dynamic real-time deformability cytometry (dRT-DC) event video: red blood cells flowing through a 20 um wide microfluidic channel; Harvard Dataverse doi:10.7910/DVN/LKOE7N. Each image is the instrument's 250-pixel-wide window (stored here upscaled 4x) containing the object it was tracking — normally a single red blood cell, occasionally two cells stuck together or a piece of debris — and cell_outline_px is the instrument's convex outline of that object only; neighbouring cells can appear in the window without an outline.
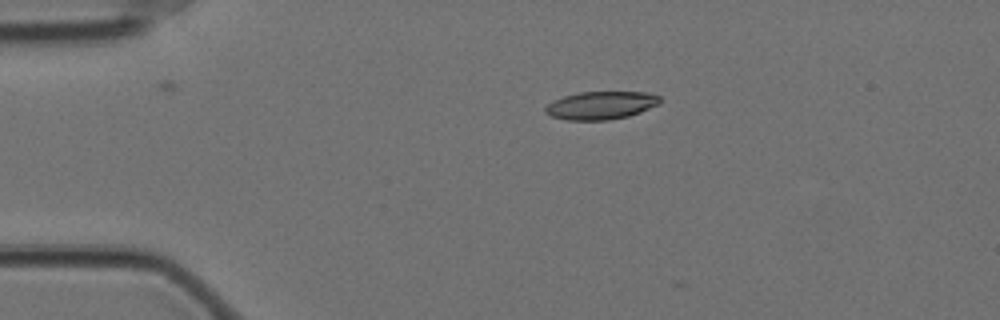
{"species": "Egyptian fruit bat (a non-hibernating species)", "species_latin": "Rousettus aegyptiacus", "temperature_condition": "cold", "stored_images_in_passage": 47, "camera_frame_rate_fps": 3000, "um_per_image_px": 0.085, "animal": {"sex": "female"}, "frame": {"image": 1, "passage_image": 1, "time_ms": 0.0, "image_size_px": [1000, 320], "cell_outline_px": [[660, 104], [640, 112], [628, 116], [608, 120], [568, 120], [552, 116], [544, 112], [544, 108], [552, 100], [564, 96], [580, 92], [648, 92], [660, 96]], "centroid_in_image_um": [51.08, 8.95], "position_along_channel_um": 33.9, "area_um2": 18.73}}
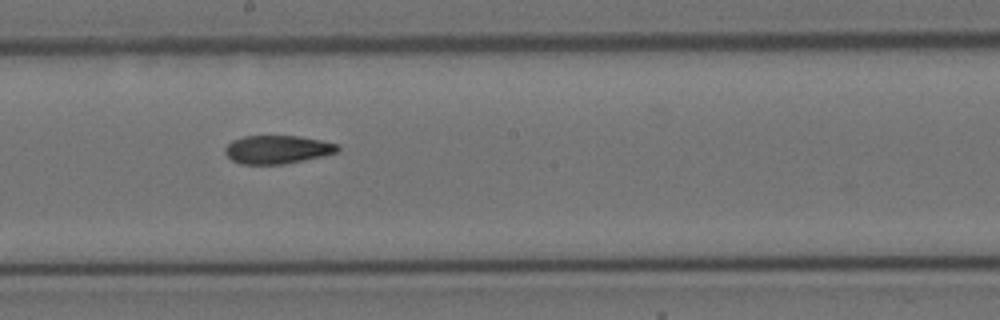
{"frame": {"image": 2, "passage_image": 21, "time_ms": 6.667, "image_size_px": [1000, 320], "cell_outline_px": [[340, 148], [336, 152], [324, 156], [284, 164], [240, 164], [232, 160], [224, 152], [224, 148], [232, 140], [244, 136], [300, 136], [340, 144]], "centroid_in_image_um": [23.58, 12.71], "position_along_channel_um": 224.6, "area_um2": 18.67}}
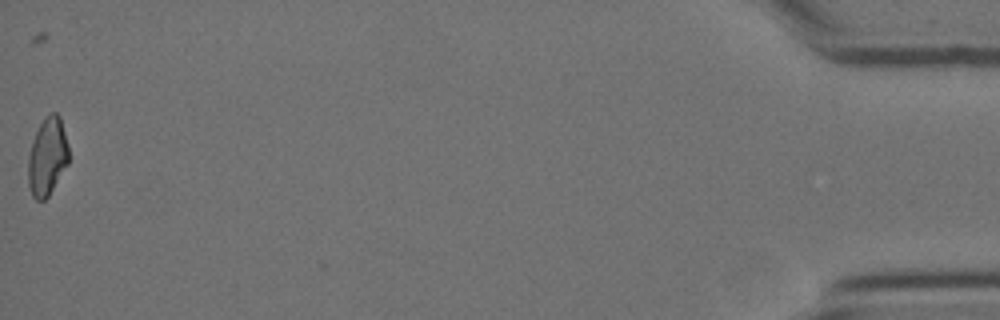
{"frame": {"image": 3, "passage_image": 47, "time_ms": 15.333, "image_size_px": [1000, 320], "cell_outline_px": [[68, 164], [48, 196], [44, 200], [36, 200], [32, 196], [28, 184], [28, 156], [32, 140], [44, 116], [52, 112], [56, 112], [60, 116], [68, 148]], "centroid_in_image_um": [4.01, 13.31], "position_along_channel_um": 431.2, "area_um2": 18.38}, "authors_computed_cell_mechanics": {"area_um2": 19.074, "velocity_mm_per_s": 3.504, "shape_relaxation_time_tau1_ms": null, "shape_relaxation_time_tau2_ms": 6.151, "deformation_change_tau1": null, "deformation_change_tau2": 0.1358}}